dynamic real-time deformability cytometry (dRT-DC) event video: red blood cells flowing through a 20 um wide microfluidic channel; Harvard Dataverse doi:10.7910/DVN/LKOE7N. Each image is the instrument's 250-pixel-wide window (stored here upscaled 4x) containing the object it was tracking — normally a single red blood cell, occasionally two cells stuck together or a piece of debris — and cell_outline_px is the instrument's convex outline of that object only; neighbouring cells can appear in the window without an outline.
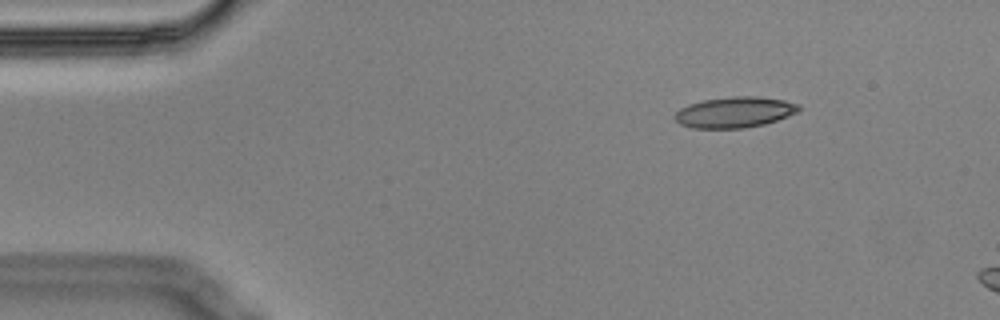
{"species": "Egyptian fruit bat (a non-hibernating species)", "species_latin": "Rousettus aegyptiacus", "temperature_condition": "cold", "stored_images_in_passage": 5, "camera_frame_rate_fps": 3000, "um_per_image_px": 0.085, "animal": {"sex": "male"}, "frame": {"image": 1, "passage_image": 3, "time_ms": 0.667, "image_size_px": [1000, 320], "cell_outline_px": [[800, 108], [796, 112], [788, 116], [764, 124], [744, 128], [692, 128], [680, 124], [672, 116], [680, 108], [688, 104], [704, 100], [732, 96], [756, 96], [784, 100], [800, 104]], "centroid_in_image_um": [62.42, 9.54], "position_along_channel_um": 22.6, "area_um2": 22.25}}